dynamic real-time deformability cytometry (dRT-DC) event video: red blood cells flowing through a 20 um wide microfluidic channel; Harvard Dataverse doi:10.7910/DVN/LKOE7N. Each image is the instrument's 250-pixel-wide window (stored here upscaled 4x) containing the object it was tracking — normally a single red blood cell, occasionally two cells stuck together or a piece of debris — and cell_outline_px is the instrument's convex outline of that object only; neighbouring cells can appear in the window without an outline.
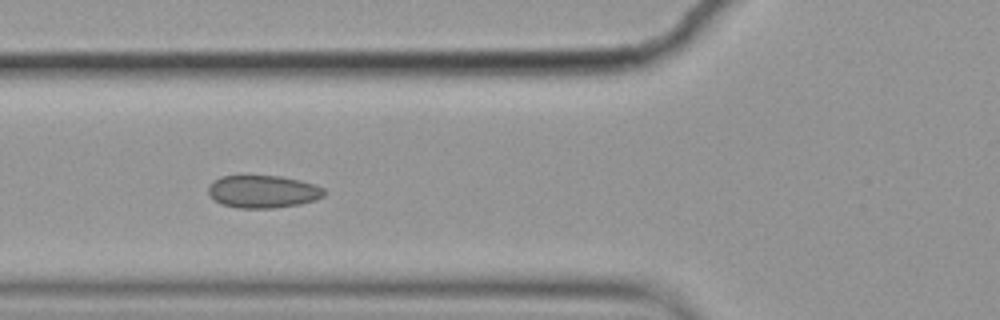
{"species": "common noctule bat (a hibernating species)", "species_latin": "Nyctalus noctula", "temperature_condition": "cold", "stored_images_in_passage": 7, "camera_frame_rate_fps": 3000, "um_per_image_px": 0.085, "animal": {"sex": "female", "body_mass_g": 19.9}, "frame": {"image": 1, "passage_image": 6, "time_ms": 1.667, "image_size_px": [1000, 320], "cell_outline_px": [[328, 192], [324, 196], [316, 200], [300, 204], [272, 208], [236, 208], [220, 204], [208, 192], [208, 188], [220, 176], [280, 176], [300, 180], [324, 188]], "centroid_in_image_um": [22.4, 16.29], "position_along_channel_um": 103.4, "area_um2": 21.96}}
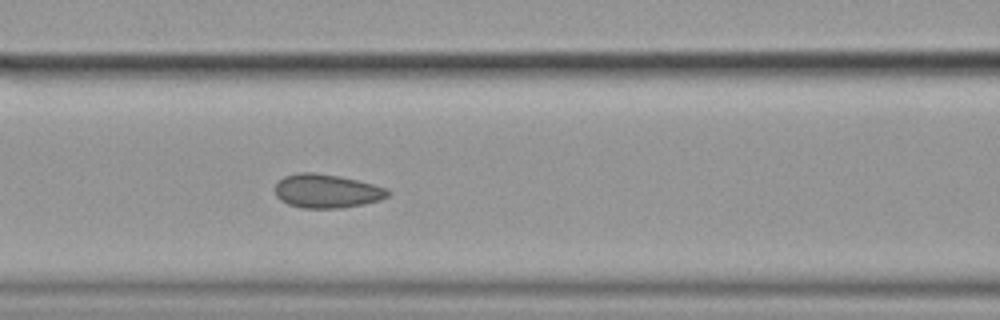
{"frame": {"image": 2, "passage_image": 7, "time_ms": 2.0, "image_size_px": [1000, 320], "cell_outline_px": [[392, 192], [388, 196], [380, 200], [364, 204], [340, 208], [304, 208], [288, 204], [280, 200], [276, 196], [276, 184], [284, 176], [296, 172], [312, 172], [340, 176], [388, 188]], "centroid_in_image_um": [27.78, 16.24], "position_along_channel_um": 138.8, "area_um2": 22.25}}